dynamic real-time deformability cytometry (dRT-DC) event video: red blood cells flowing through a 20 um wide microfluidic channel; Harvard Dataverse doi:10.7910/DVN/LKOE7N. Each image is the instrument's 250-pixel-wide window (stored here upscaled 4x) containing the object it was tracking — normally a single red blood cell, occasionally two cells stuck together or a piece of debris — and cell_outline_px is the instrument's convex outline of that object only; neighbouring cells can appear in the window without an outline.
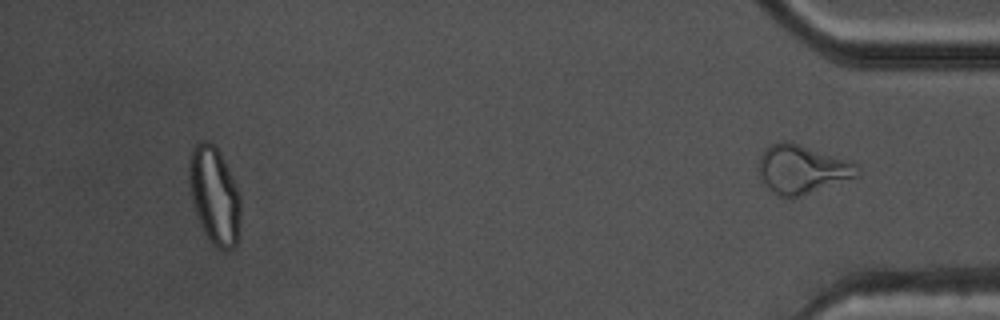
{"species": "common noctule bat (a hibernating species)", "species_latin": "Nyctalus noctula", "temperature_condition": "warm", "stored_images_in_passage": 50, "segment_of_instrument_passage": [2, 2], "camera_frame_rate_fps": 3000, "um_per_image_px": 0.085, "animal": {"sex": "male", "body_mass_g": 17.5, "forearm_length_mm": 52.3}, "frame": {"image": 1, "passage_image": 50, "time_ms": 16.333, "image_size_px": [1000, 320], "cell_outline_px": [[860, 176], [800, 196], [780, 196], [768, 188], [760, 180], [760, 156], [764, 148], [780, 140], [792, 140], [848, 160], [856, 164]], "centroid_in_image_um": [68.18, 14.35], "position_along_channel_um": 367.0, "area_um2": 28.09}}